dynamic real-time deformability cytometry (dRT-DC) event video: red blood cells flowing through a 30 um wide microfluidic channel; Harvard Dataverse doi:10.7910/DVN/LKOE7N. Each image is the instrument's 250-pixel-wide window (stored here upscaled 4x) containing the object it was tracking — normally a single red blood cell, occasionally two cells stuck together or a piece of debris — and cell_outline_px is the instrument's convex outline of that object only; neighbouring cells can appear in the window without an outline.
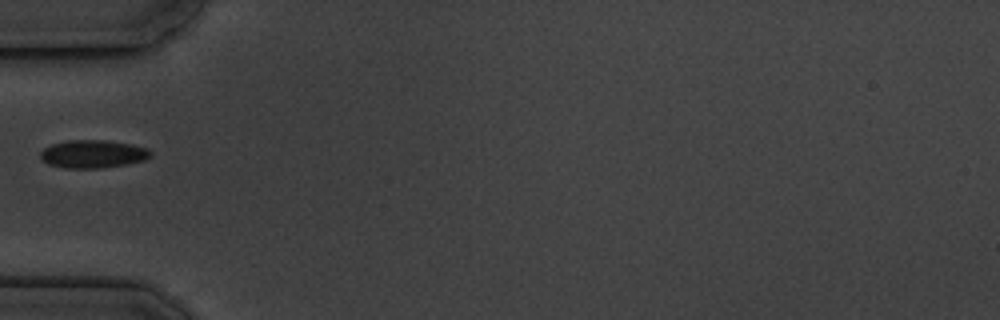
{"species": "common noctule bat (a hibernating species)", "species_latin": "Nyctalus noctula", "temperature_condition": "cold", "stored_images_in_passage": 1, "camera_frame_rate_fps": 3000, "um_per_image_px": 0.085, "animal": {"sex": "male", "body_mass_g": 19.5, "forearm_length_mm": 54.6}, "frame": {"image": 1, "passage_image": 1, "time_ms": 0.0, "image_size_px": [1000, 320], "cell_outline_px": [[152, 156], [144, 160], [128, 164], [100, 168], [64, 168], [48, 164], [40, 160], [40, 152], [44, 148], [52, 144], [68, 140], [104, 140], [132, 144], [148, 148], [152, 152]], "centroid_in_image_um": [7.9, 13.09], "position_along_channel_um": 77.1, "area_um2": 18.15}}